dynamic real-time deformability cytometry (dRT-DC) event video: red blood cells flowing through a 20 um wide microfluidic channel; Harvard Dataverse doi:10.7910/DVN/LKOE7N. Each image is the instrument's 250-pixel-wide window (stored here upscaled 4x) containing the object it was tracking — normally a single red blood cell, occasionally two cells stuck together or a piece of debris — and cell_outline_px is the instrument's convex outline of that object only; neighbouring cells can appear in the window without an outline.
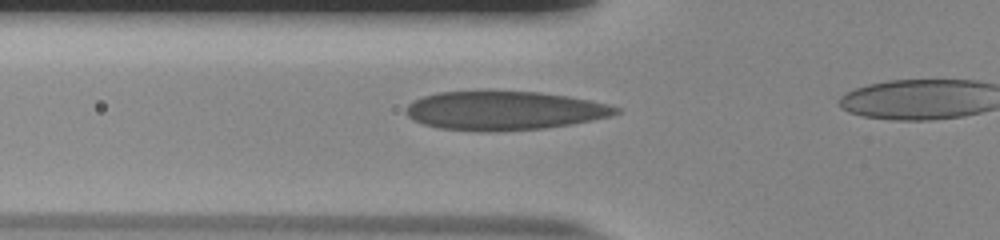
{"species": "human", "species_latin": "Homo sapiens", "temperature_condition": "room temperature", "stored_images_in_passage": 40, "camera_frame_rate_fps": 3000, "um_per_image_px": 0.085, "donor": {"sex": "male"}, "frame": {"image": 1, "passage_image": 15, "time_ms": 4.667, "image_size_px": [1000, 240], "cell_outline_px": [[620, 112], [612, 116], [572, 124], [544, 128], [484, 132], [480, 132], [440, 128], [424, 124], [412, 120], [404, 112], [404, 108], [408, 104], [424, 96], [440, 92], [540, 92], [568, 96], [608, 104], [620, 108]], "centroid_in_image_um": [42.86, 9.41], "position_along_channel_um": 82.9, "area_um2": 47.28}}
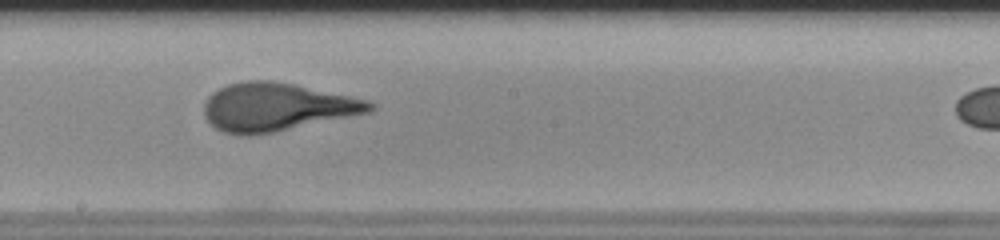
{"frame": {"image": 2, "passage_image": 26, "time_ms": 8.333, "image_size_px": [1000, 240], "cell_outline_px": [[376, 108], [372, 112], [272, 132], [248, 136], [240, 136], [224, 132], [216, 128], [204, 116], [204, 104], [208, 96], [212, 92], [228, 84], [244, 80], [272, 80], [292, 84], [348, 96], [364, 100], [376, 104]], "centroid_in_image_um": [23.48, 9.1], "position_along_channel_um": 224.7, "area_um2": 46.12}}
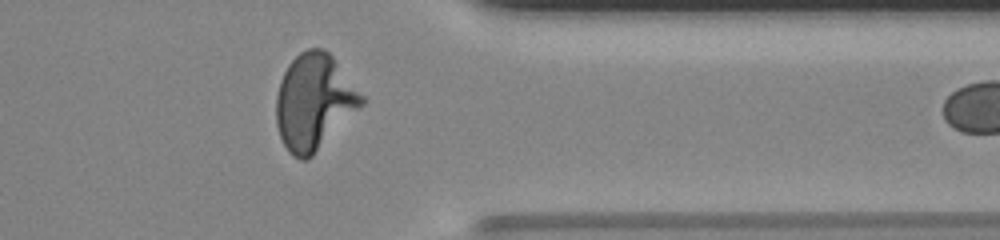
{"frame": {"image": 3, "passage_image": 39, "time_ms": 12.667, "image_size_px": [1000, 240], "cell_outline_px": [[364, 104], [308, 160], [300, 160], [292, 156], [288, 152], [280, 136], [276, 124], [276, 96], [280, 80], [288, 64], [300, 52], [308, 48], [324, 48], [332, 56], [364, 96]], "centroid_in_image_um": [26.68, 8.67], "position_along_channel_um": 384.7, "area_um2": 47.57}}